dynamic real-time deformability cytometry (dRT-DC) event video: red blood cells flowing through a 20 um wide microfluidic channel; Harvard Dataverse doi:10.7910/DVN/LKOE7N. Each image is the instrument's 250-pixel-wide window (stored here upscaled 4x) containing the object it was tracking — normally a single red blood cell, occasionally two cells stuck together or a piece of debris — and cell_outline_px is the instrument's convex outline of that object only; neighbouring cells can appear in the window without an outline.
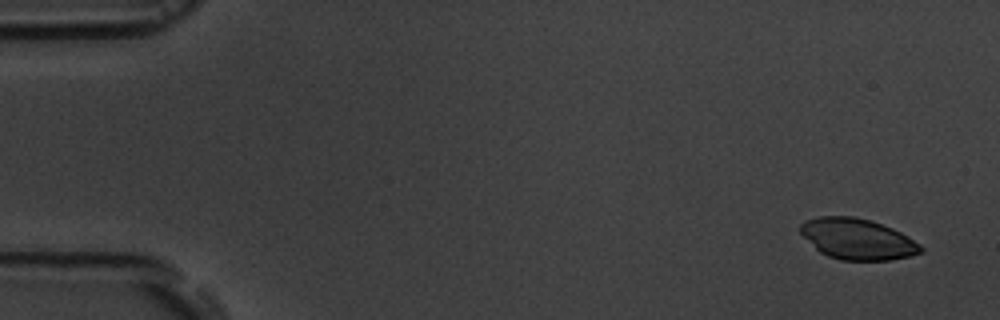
{"species": "common noctule bat (a hibernating species)", "species_latin": "Nyctalus noctula", "temperature_condition": "room temperature", "stored_images_in_passage": 5, "camera_frame_rate_fps": 3000, "um_per_image_px": 0.085, "animal": {"sex": "male", "body_mass_g": 19.5, "forearm_length_mm": 54.6}, "frame": {"image": 1, "passage_image": 1, "time_ms": 0.0, "image_size_px": [1000, 320], "cell_outline_px": [[924, 252], [908, 256], [888, 260], [840, 260], [828, 256], [820, 252], [800, 232], [800, 224], [804, 220], [820, 216], [856, 216], [892, 228], [908, 236], [920, 244], [924, 248]], "centroid_in_image_um": [72.89, 20.31], "position_along_channel_um": 12.1, "area_um2": 28.55}}